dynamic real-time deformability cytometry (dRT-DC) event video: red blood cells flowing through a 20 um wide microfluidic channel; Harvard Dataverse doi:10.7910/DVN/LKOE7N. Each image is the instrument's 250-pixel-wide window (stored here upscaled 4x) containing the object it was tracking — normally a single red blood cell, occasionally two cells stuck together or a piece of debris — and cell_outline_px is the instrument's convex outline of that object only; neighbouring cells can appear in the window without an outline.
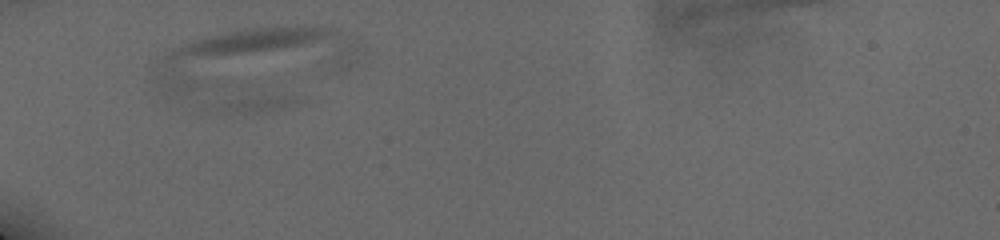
{"species": "human", "species_latin": "Homo sapiens", "temperature_condition": "cold", "stored_images_in_passage": 23, "camera_frame_rate_fps": 3000, "um_per_image_px": 0.085, "donor": {"sex": "male"}, "frame": {"image": 1, "passage_image": 1, "time_ms": 0.0, "image_size_px": [1000, 240], "cell_outline_px": [[360, 52], [356, 60], [352, 64], [336, 72], [168, 96], [160, 88], [156, 80], [156, 64], [172, 48], [208, 36], [228, 32], [252, 28], [328, 28], [348, 36]], "centroid_in_image_um": [21.53, 4.98], "position_along_channel_um": 63.5, "area_um2": 69.65}}